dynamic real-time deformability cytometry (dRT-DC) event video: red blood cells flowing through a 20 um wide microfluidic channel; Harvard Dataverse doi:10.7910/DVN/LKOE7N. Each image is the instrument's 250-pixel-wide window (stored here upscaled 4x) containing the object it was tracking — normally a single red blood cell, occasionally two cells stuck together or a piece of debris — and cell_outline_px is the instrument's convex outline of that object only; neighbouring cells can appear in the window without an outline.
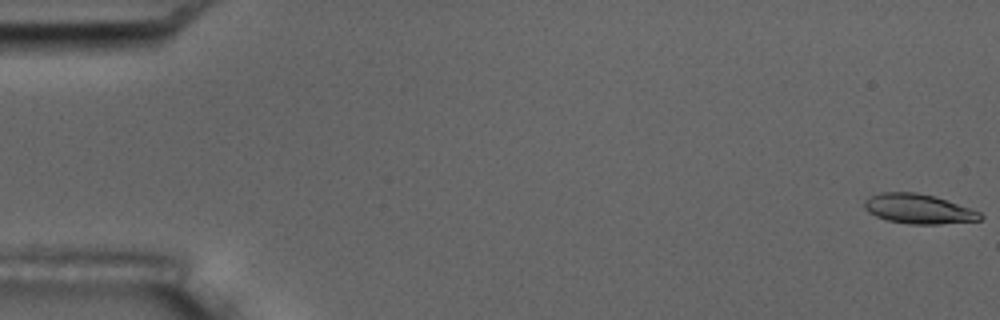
{"species": "common noctule bat (a hibernating species)", "species_latin": "Nyctalus noctula", "temperature_condition": "room temperature", "stored_images_in_passage": 5, "camera_frame_rate_fps": 3000, "um_per_image_px": 0.085, "animal": {"sex": "male", "body_mass_g": 17.5, "forearm_length_mm": 52.3}, "frame": {"image": 1, "passage_image": 1, "time_ms": 0.0, "image_size_px": [1000, 320], "cell_outline_px": [[984, 216], [980, 220], [940, 224], [908, 224], [888, 220], [876, 216], [868, 212], [864, 208], [864, 200], [880, 192], [916, 192], [932, 196], [980, 212]], "centroid_in_image_um": [78.03, 17.76], "position_along_channel_um": 7.0, "area_um2": 19.71}}